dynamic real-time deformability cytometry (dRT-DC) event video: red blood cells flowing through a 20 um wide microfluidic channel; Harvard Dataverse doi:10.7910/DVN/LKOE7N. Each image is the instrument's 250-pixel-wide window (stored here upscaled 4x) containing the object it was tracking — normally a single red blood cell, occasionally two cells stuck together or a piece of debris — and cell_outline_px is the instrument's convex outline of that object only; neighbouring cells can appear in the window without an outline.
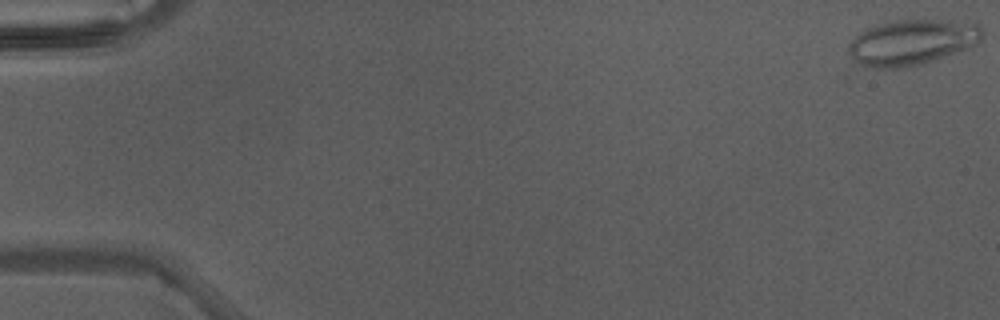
{"species": "Egyptian fruit bat (a non-hibernating species)", "species_latin": "Rousettus aegyptiacus", "temperature_condition": "warm", "stored_images_in_passage": 6, "camera_frame_rate_fps": 3000, "um_per_image_px": 0.085, "animal": {"sex": "male"}, "frame": {"image": 1, "passage_image": 6, "time_ms": 1.667, "image_size_px": [1000, 320], "cell_outline_px": [[980, 40], [964, 48], [924, 64], [904, 68], [864, 68], [848, 52], [848, 44], [860, 32], [876, 24], [892, 20], [932, 20], [976, 24], [980, 28]], "centroid_in_image_um": [77.39, 3.61], "position_along_channel_um": 7.6, "area_um2": 34.8}}